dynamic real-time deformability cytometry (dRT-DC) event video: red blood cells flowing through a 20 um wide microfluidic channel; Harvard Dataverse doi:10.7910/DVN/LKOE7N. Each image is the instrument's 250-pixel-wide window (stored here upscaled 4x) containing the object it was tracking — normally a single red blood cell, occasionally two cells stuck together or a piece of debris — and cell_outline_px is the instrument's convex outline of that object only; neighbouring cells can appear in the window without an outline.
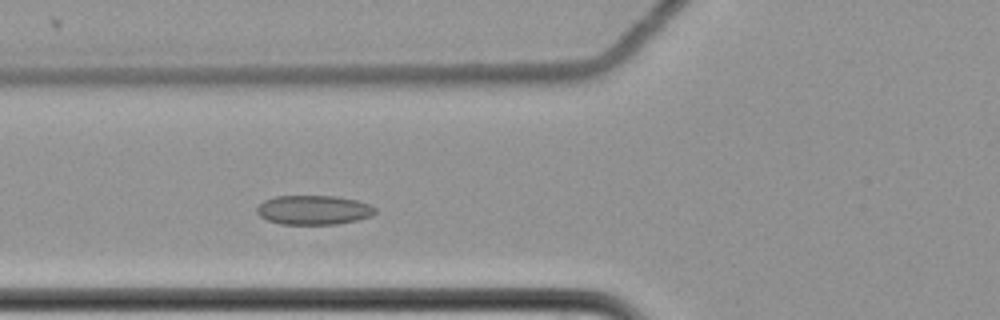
{"species": "common noctule bat (a hibernating species)", "species_latin": "Nyctalus noctula", "temperature_condition": "cold", "stored_images_in_passage": 4, "camera_frame_rate_fps": 3000, "um_per_image_px": 0.085, "animal": {"sex": "female", "body_mass_g": 22.7, "forearm_length_mm": 54.2}, "frame": {"image": 1, "passage_image": 4, "time_ms": 1.0, "image_size_px": [1000, 320], "cell_outline_px": [[376, 212], [372, 216], [356, 220], [336, 224], [280, 224], [268, 220], [260, 216], [256, 212], [256, 208], [264, 200], [276, 196], [336, 196], [356, 200], [372, 204], [376, 208]], "centroid_in_image_um": [26.68, 17.84], "position_along_channel_um": 99.1, "area_um2": 20.29}}